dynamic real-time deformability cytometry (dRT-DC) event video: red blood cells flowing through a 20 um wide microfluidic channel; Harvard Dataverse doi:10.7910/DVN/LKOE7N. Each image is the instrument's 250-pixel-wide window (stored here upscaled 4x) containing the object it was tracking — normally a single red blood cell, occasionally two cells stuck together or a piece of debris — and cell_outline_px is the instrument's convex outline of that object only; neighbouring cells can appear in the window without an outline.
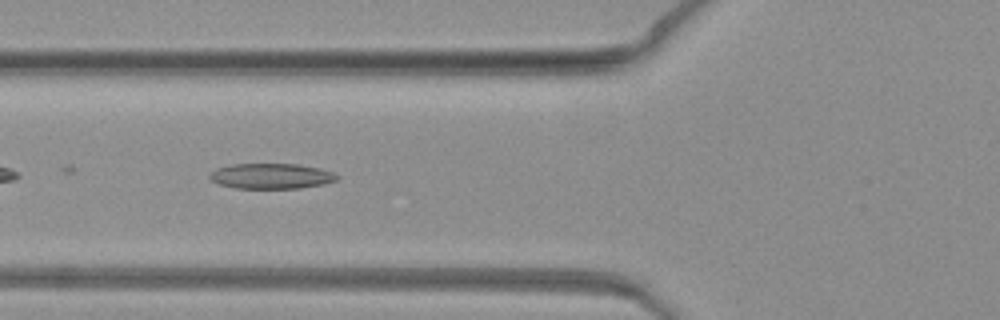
{"species": "common noctule bat (a hibernating species)", "species_latin": "Nyctalus noctula", "temperature_condition": "warm", "stored_images_in_passage": 9, "camera_frame_rate_fps": 3000, "um_per_image_px": 0.085, "animal": {"sex": "female", "body_mass_g": 19.3, "forearm_length_mm": 54.1}, "frame": {"image": 1, "passage_image": 5, "time_ms": 1.333, "image_size_px": [1000, 320], "cell_outline_px": [[340, 176], [336, 180], [324, 184], [300, 188], [236, 188], [220, 184], [212, 180], [208, 176], [216, 168], [232, 164], [296, 164], [320, 168], [332, 172]], "centroid_in_image_um": [23.07, 14.96], "position_along_channel_um": 102.7, "area_um2": 18.73}}